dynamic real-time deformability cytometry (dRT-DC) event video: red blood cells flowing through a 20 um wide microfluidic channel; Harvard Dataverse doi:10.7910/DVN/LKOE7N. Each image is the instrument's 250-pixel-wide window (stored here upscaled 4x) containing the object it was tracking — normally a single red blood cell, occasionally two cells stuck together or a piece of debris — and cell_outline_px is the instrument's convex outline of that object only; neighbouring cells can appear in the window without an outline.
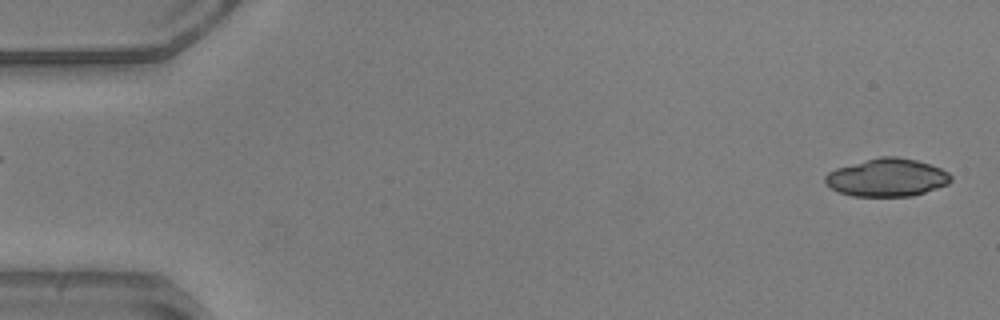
{"species": "common noctule bat (a hibernating species)", "species_latin": "Nyctalus noctula", "temperature_condition": "warm", "stored_images_in_passage": 51, "camera_frame_rate_fps": 3000, "um_per_image_px": 0.085, "animal": {"sex": "male", "body_mass_g": 20.5, "forearm_length_mm": 52.5}, "frame": {"image": 1, "passage_image": 2, "time_ms": 0.333, "image_size_px": [1000, 320], "cell_outline_px": [[952, 180], [948, 184], [912, 196], [852, 196], [840, 192], [832, 188], [824, 180], [824, 176], [828, 172], [836, 168], [880, 156], [896, 156], [916, 160], [940, 168], [948, 172], [952, 176]], "centroid_in_image_um": [75.4, 15.09], "position_along_channel_um": 9.6, "area_um2": 27.57}}